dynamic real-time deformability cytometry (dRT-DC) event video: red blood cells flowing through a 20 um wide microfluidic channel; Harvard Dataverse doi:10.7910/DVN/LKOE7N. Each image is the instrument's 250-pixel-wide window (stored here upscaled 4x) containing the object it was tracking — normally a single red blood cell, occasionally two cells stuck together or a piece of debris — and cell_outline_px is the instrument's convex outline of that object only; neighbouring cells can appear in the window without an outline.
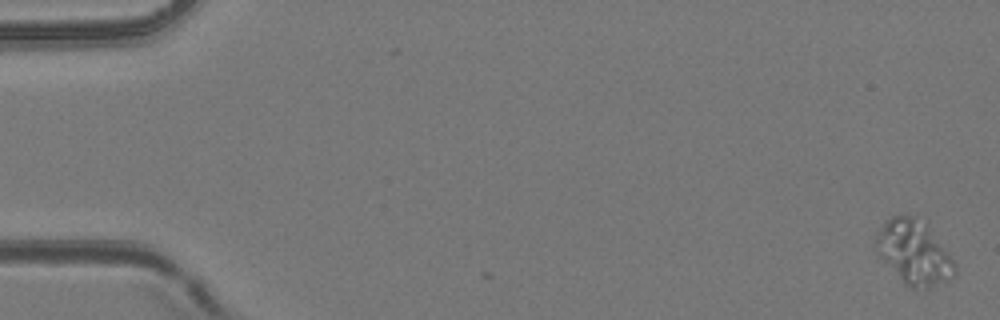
{"species": "common noctule bat (a hibernating species)", "species_latin": "Nyctalus noctula", "temperature_condition": "room temperature", "stored_images_in_passage": 2, "camera_frame_rate_fps": 3000, "um_per_image_px": 0.085, "animal": {"sex": "female", "body_mass_g": 24.6, "forearm_length_mm": 56.2}, "frame": {"image": 1, "passage_image": 2, "time_ms": 0.333, "image_size_px": [1000, 320], "cell_outline_px": [[956, 272], [948, 280], [928, 288], [912, 288], [904, 284], [880, 256], [876, 244], [876, 236], [880, 228], [892, 216], [916, 216], [948, 252], [956, 264]], "centroid_in_image_um": [77.7, 21.49], "position_along_channel_um": 7.3, "area_um2": 28.44}}